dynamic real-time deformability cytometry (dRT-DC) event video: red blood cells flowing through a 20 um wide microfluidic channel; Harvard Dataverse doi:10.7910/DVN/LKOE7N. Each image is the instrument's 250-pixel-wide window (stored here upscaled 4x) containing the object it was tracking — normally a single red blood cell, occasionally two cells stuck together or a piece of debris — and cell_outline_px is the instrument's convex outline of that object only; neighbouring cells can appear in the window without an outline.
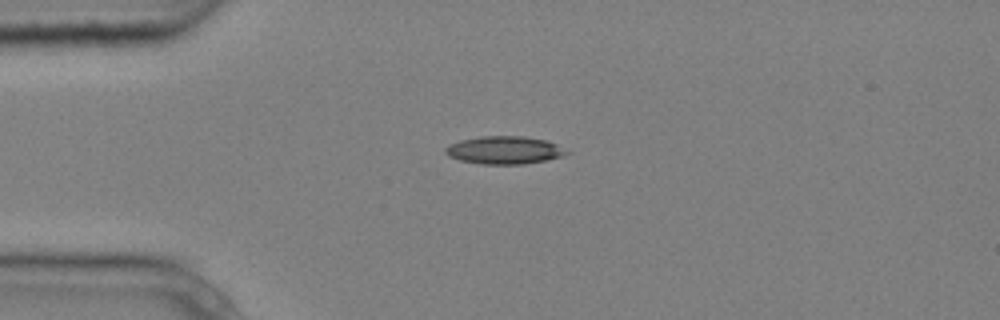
{"species": "common noctule bat (a hibernating species)", "species_latin": "Nyctalus noctula", "temperature_condition": "cold", "stored_images_in_passage": 5, "camera_frame_rate_fps": 3000, "um_per_image_px": 0.085, "animal": {"sex": "male", "body_mass_g": 20.4}, "frame": {"image": 1, "passage_image": 1, "time_ms": 0.0, "image_size_px": [1000, 320], "cell_outline_px": [[572, 152], [564, 156], [548, 160], [524, 164], [480, 164], [460, 160], [448, 156], [444, 152], [444, 148], [448, 144], [460, 140], [480, 136], [524, 136], [544, 140], [556, 144]], "centroid_in_image_um": [42.87, 12.76], "position_along_channel_um": 42.1, "area_um2": 19.88}}